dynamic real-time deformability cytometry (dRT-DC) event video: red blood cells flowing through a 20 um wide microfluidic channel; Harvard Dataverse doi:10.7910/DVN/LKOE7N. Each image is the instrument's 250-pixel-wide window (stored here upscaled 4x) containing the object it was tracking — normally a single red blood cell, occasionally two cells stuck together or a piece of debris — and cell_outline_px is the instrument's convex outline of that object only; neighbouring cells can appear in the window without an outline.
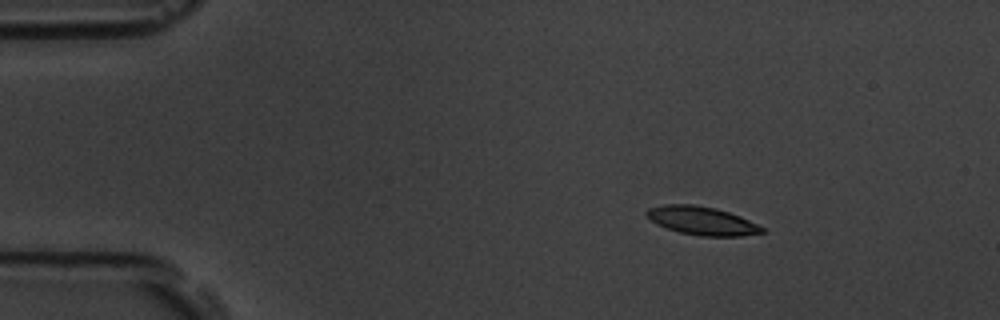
{"species": "common noctule bat (a hibernating species)", "species_latin": "Nyctalus noctula", "temperature_condition": "room temperature", "stored_images_in_passage": 47, "camera_frame_rate_fps": 3000, "um_per_image_px": 0.085, "animal": {"sex": "male", "body_mass_g": 19.5, "forearm_length_mm": 54.6}, "frame": {"image": 1, "passage_image": 1, "time_ms": 0.0, "image_size_px": [1000, 320], "cell_outline_px": [[764, 232], [740, 236], [700, 236], [680, 232], [656, 224], [644, 212], [648, 208], [664, 204], [692, 204], [716, 208], [740, 216], [764, 228]], "centroid_in_image_um": [59.64, 18.75], "position_along_channel_um": 25.4, "area_um2": 18.9}}
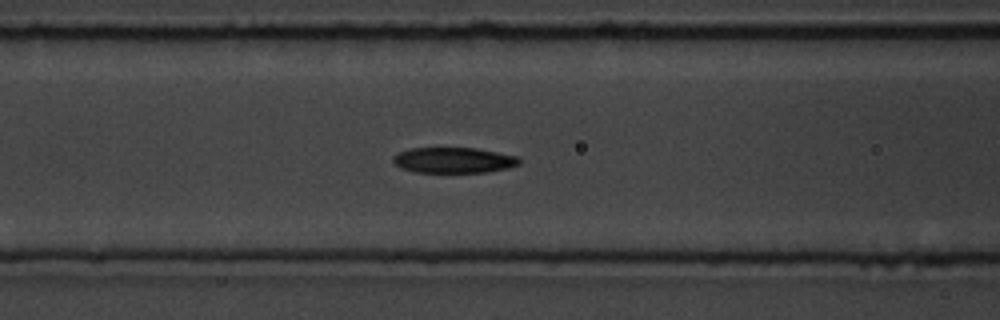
{"frame": {"image": 2, "passage_image": 15, "time_ms": 4.667, "image_size_px": [1000, 320], "cell_outline_px": [[520, 164], [508, 168], [484, 172], [416, 172], [400, 168], [392, 160], [400, 152], [412, 148], [476, 148], [516, 156], [520, 160]], "centroid_in_image_um": [38.57, 13.62], "position_along_channel_um": 128.0, "area_um2": 18.55}}
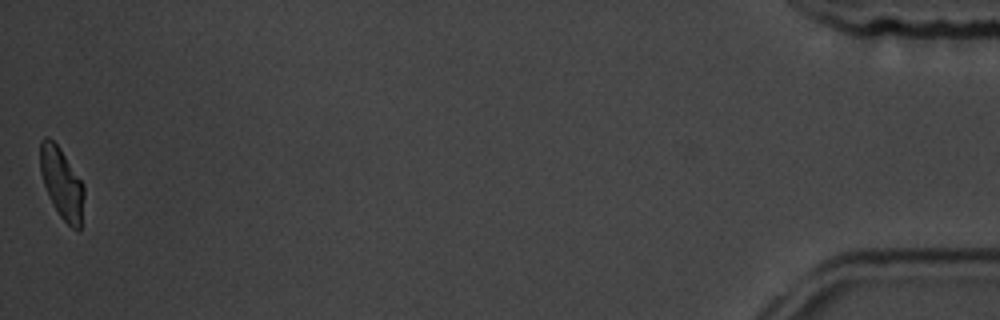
{"frame": {"image": 3, "passage_image": 47, "time_ms": 15.333, "image_size_px": [1000, 320], "cell_outline_px": [[84, 196], [80, 232], [76, 232], [60, 216], [52, 204], [44, 184], [40, 172], [40, 140], [44, 136], [48, 136], [60, 148], [84, 184]], "centroid_in_image_um": [5.26, 15.58], "position_along_channel_um": 429.9, "area_um2": 18.26}, "authors_computed_cell_mechanics": {"area_um2": 19.5364, "velocity_mm_per_s": 3.7472, "shape_relaxation_time_tau1_ms": 2.9173, "shape_relaxation_time_tau2_ms": 4.3754, "deformation_change_tau1": 0.1395, "deformation_change_tau2": 0.072}}